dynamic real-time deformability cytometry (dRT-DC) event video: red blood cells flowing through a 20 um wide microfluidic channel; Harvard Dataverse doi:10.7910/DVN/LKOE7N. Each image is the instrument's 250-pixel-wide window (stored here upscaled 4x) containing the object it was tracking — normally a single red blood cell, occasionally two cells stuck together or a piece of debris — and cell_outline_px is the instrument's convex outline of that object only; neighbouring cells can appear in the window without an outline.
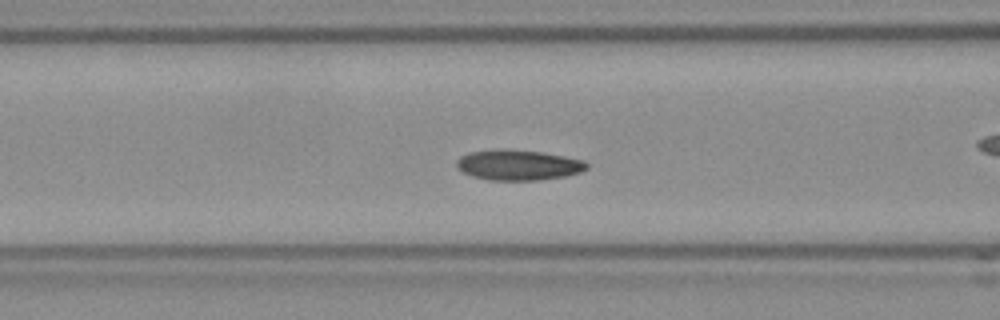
{"species": "Egyptian fruit bat (a non-hibernating species)", "species_latin": "Rousettus aegyptiacus", "temperature_condition": "room temperature", "stored_images_in_passage": 43, "camera_frame_rate_fps": 3000, "um_per_image_px": 0.085, "frame": {"image": 1, "passage_image": 13, "time_ms": 4.0, "image_size_px": [1000, 320], "cell_outline_px": [[588, 168], [580, 172], [568, 176], [540, 180], [488, 180], [472, 176], [456, 168], [456, 160], [460, 156], [468, 152], [540, 152], [564, 156], [584, 160], [588, 164]], "centroid_in_image_um": [44.1, 14.08], "position_along_channel_um": 122.5, "area_um2": 22.25}, "authors_computed_cell_mechanics": {"area_um2": 22.253, "velocity_mm_per_s": 3.7561, "shape_relaxation_time_tau1_ms": 10.149, "shape_relaxation_time_tau2_ms": 4.4159, "deformation_change_tau1": 0.1389, "deformation_change_tau2": 0.094}}